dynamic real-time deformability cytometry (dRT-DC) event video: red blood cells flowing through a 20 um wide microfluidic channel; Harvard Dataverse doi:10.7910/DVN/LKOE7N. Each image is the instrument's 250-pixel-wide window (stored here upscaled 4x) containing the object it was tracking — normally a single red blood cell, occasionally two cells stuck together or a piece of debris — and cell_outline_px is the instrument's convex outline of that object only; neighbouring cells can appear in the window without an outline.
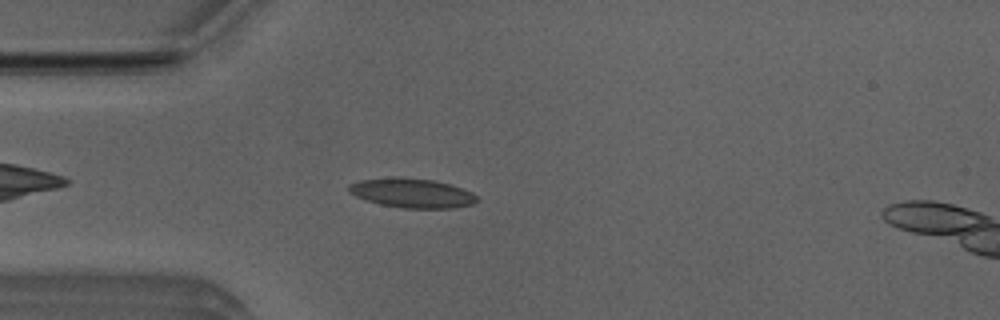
{"species": "Egyptian fruit bat (a non-hibernating species)", "species_latin": "Rousettus aegyptiacus", "temperature_condition": "room temperature", "stored_images_in_passage": 33, "camera_frame_rate_fps": 3000, "um_per_image_px": 0.085, "animal": {"sex": "male"}, "frame": {"image": 1, "passage_image": 6, "time_ms": 1.667, "image_size_px": [1000, 320], "cell_outline_px": [[476, 200], [472, 204], [452, 208], [400, 208], [380, 204], [356, 196], [348, 192], [348, 184], [360, 180], [396, 176], [432, 180], [448, 184], [472, 192], [476, 196]], "centroid_in_image_um": [34.96, 16.4], "position_along_channel_um": 50.0, "area_um2": 21.79}}
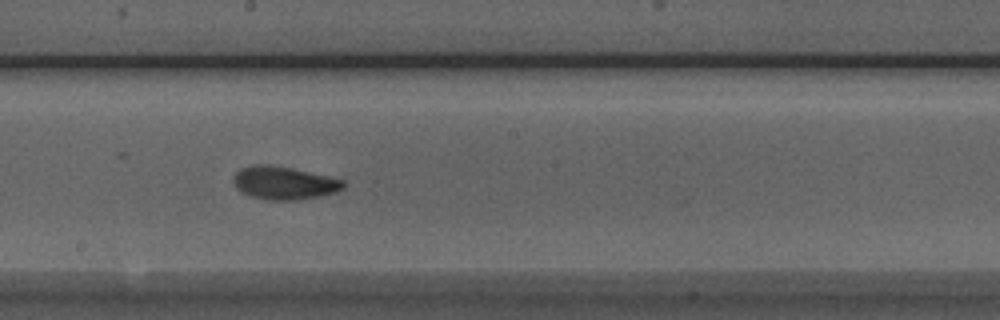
{"frame": {"image": 2, "passage_image": 20, "time_ms": 6.333, "image_size_px": [1000, 320], "cell_outline_px": [[348, 184], [344, 188], [336, 192], [316, 196], [292, 200], [268, 200], [252, 196], [240, 192], [236, 188], [232, 180], [232, 176], [240, 168], [252, 164], [268, 164], [292, 168], [328, 176], [344, 180]], "centroid_in_image_um": [24.11, 15.53], "position_along_channel_um": 224.1, "area_um2": 21.27}}
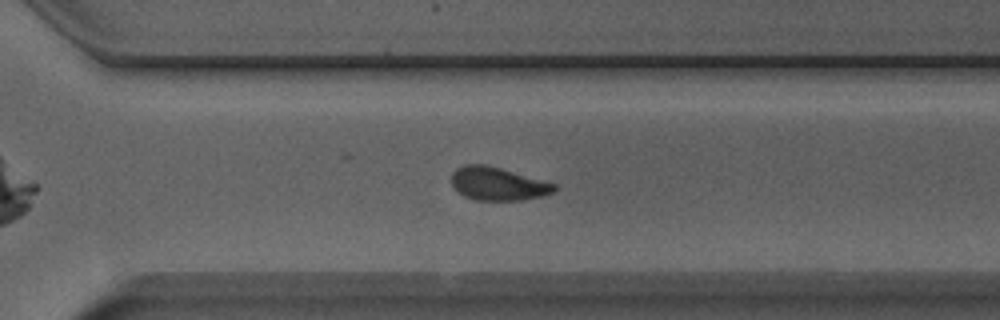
{"frame": {"image": 3, "passage_image": 28, "time_ms": 9.0, "image_size_px": [1000, 320], "cell_outline_px": [[556, 188], [552, 192], [544, 196], [520, 200], [476, 200], [464, 196], [456, 192], [452, 184], [452, 172], [456, 168], [464, 164], [484, 164], [500, 168], [556, 184]], "centroid_in_image_um": [42.27, 15.62], "position_along_channel_um": 328.3, "area_um2": 19.83}, "authors_computed_cell_mechanics": {"area_um2": 20.9236, "velocity_mm_per_s": 3.9234, "shape_relaxation_time_tau1_ms": 4.106, "shape_relaxation_time_tau2_ms": 2.0641, "deformation_change_tau1": 0.1258, "deformation_change_tau2": 0.0655}}